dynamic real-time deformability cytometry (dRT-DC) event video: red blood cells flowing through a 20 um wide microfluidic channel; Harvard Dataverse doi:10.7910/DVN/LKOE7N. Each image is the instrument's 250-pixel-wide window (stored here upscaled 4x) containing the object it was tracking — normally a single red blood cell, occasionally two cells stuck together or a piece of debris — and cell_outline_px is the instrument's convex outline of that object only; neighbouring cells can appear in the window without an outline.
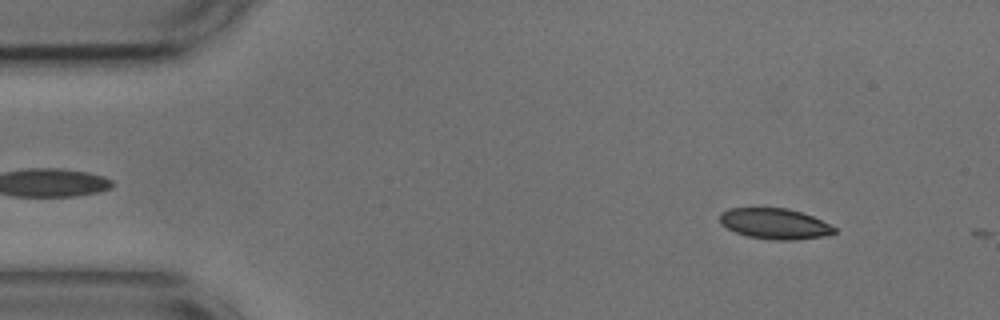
{"species": "common noctule bat (a hibernating species)", "species_latin": "Nyctalus noctula", "temperature_condition": "cold", "stored_images_in_passage": 2, "camera_frame_rate_fps": 3000, "um_per_image_px": 0.085, "animal": {"sex": "male", "body_mass_g": 17.9, "forearm_length_mm": 54.2}, "frame": {"image": 1, "passage_image": 1, "time_ms": 0.0, "image_size_px": [1000, 320], "cell_outline_px": [[836, 232], [824, 236], [792, 240], [776, 240], [748, 236], [736, 232], [720, 224], [720, 212], [728, 208], [788, 208], [812, 216], [836, 228]], "centroid_in_image_um": [65.82, 19.01], "position_along_channel_um": 19.2, "area_um2": 20.29}}